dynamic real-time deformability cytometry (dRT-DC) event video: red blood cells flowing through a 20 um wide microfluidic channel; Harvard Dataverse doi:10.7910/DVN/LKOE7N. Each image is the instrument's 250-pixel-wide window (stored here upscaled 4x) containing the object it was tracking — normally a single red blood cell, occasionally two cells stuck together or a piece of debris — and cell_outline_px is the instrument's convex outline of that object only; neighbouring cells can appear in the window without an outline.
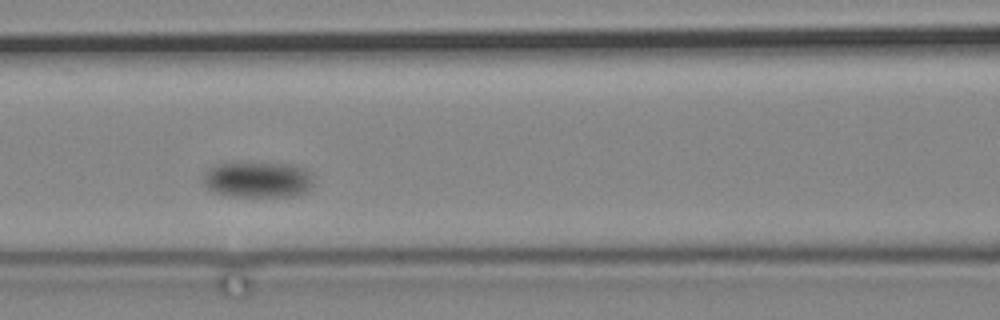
{"species": "common noctule bat (a hibernating species)", "species_latin": "Nyctalus noctula", "temperature_condition": "cold", "stored_images_in_passage": 4, "camera_frame_rate_fps": 3000, "um_per_image_px": 0.085, "animal": {"sex": "male", "body_mass_g": 19.2, "forearm_length_mm": 51.8}, "frame": {"image": 1, "passage_image": 3, "time_ms": 2.667, "image_size_px": [1000, 320], "cell_outline_px": [[312, 184], [308, 192], [300, 196], [232, 196], [212, 192], [204, 184], [204, 172], [208, 168], [216, 164], [296, 164], [304, 168], [312, 176]], "centroid_in_image_um": [21.94, 15.29], "position_along_channel_um": 144.7, "area_um2": 23.0}}